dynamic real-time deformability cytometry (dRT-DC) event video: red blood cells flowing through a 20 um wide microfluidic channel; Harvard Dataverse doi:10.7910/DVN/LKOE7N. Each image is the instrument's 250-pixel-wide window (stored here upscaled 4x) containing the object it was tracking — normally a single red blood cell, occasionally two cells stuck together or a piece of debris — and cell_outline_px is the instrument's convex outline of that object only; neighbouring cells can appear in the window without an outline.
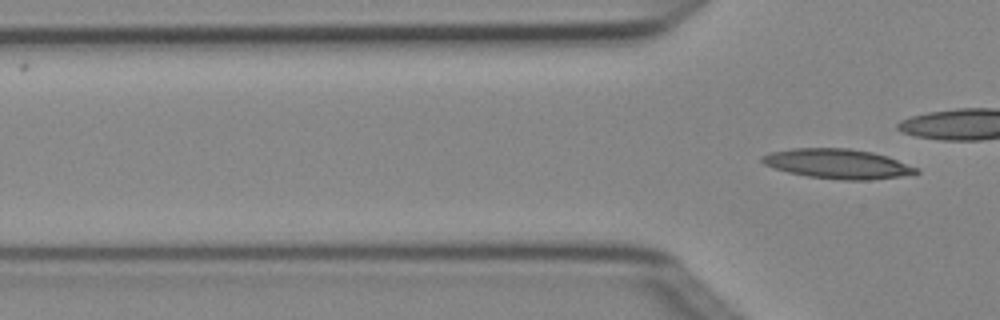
{"species": "Egyptian fruit bat (a non-hibernating species)", "species_latin": "Rousettus aegyptiacus", "temperature_condition": "cold", "stored_images_in_passage": 4, "camera_frame_rate_fps": 3000, "um_per_image_px": 0.085, "animal": {"sex": "female"}, "frame": {"image": 1, "passage_image": 4, "time_ms": 1.0, "image_size_px": [1000, 320], "cell_outline_px": [[920, 172], [900, 176], [868, 180], [840, 180], [808, 176], [788, 172], [764, 164], [760, 160], [760, 156], [772, 152], [792, 148], [848, 148], [872, 152], [888, 156], [920, 168]], "centroid_in_image_um": [71.22, 13.92], "position_along_channel_um": 54.6, "area_um2": 26.65}}